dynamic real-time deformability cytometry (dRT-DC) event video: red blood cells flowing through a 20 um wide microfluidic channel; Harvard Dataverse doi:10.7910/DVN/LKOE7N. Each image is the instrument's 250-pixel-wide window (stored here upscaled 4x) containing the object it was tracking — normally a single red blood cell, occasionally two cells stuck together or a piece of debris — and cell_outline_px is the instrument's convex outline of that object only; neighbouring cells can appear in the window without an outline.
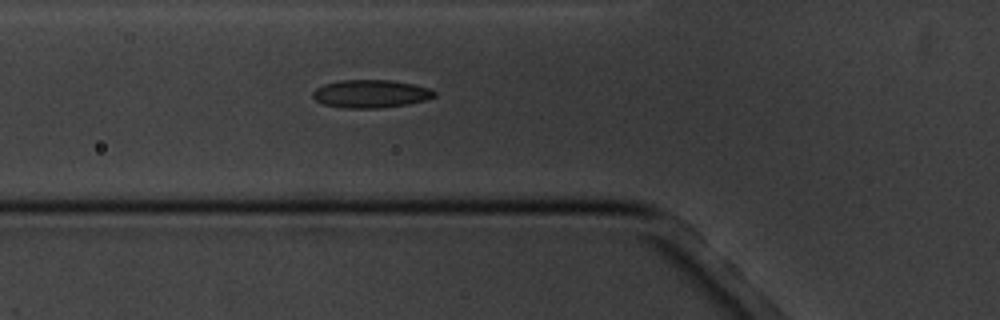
{"species": "common noctule bat (a hibernating species)", "species_latin": "Nyctalus noctula", "temperature_condition": "cold", "stored_images_in_passage": 2, "camera_frame_rate_fps": 3000, "um_per_image_px": 0.085, "animal": {"sex": "male", "body_mass_g": 20.1, "forearm_length_mm": 53.5}, "frame": {"image": 1, "passage_image": 2, "time_ms": 1.0, "image_size_px": [1000, 320], "cell_outline_px": [[436, 96], [424, 100], [408, 104], [380, 108], [344, 108], [324, 104], [316, 100], [312, 96], [312, 92], [316, 88], [324, 84], [340, 80], [392, 80], [432, 88], [436, 92]], "centroid_in_image_um": [31.52, 7.97], "position_along_channel_um": 94.3, "area_um2": 19.88}}